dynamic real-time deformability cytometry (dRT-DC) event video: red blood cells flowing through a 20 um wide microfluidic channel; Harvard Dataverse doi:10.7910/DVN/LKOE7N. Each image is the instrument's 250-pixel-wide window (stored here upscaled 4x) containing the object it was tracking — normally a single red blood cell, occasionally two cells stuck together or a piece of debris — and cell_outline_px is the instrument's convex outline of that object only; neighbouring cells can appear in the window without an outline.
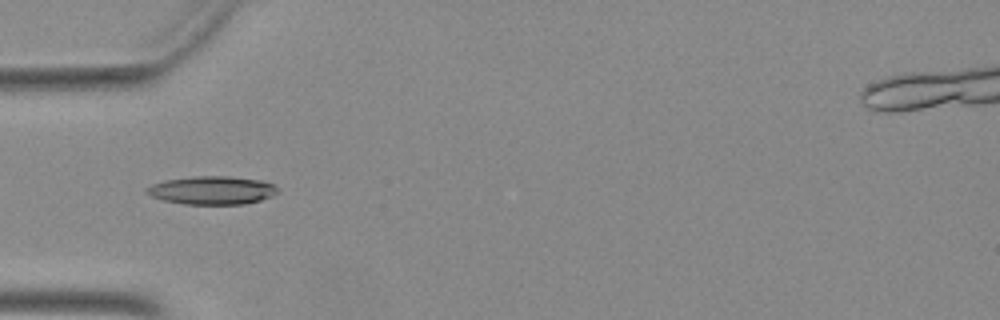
{"species": "Egyptian fruit bat (a non-hibernating species)", "species_latin": "Rousettus aegyptiacus", "temperature_condition": "warm", "stored_images_in_passage": 37, "camera_frame_rate_fps": 3000, "um_per_image_px": 0.085, "animal": {"sex": "female"}, "frame": {"image": 1, "passage_image": 3, "time_ms": 0.667, "image_size_px": [1000, 320], "cell_outline_px": [[280, 192], [272, 196], [260, 200], [244, 204], [184, 204], [164, 200], [152, 196], [144, 192], [152, 184], [164, 180], [192, 176], [228, 176], [260, 180], [272, 184]], "centroid_in_image_um": [18.02, 16.17], "position_along_channel_um": 67.0, "area_um2": 21.5}}
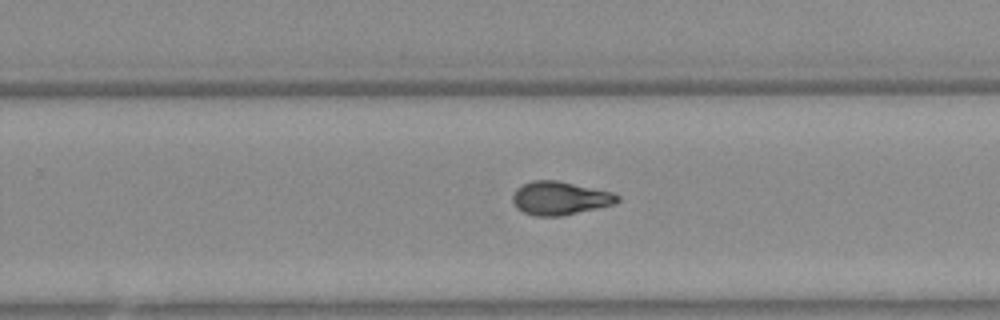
{"frame": {"image": 2, "passage_image": 19, "time_ms": 6.0, "image_size_px": [1000, 320], "cell_outline_px": [[620, 200], [612, 204], [596, 208], [560, 216], [536, 216], [524, 212], [512, 200], [512, 196], [516, 188], [532, 180], [556, 180], [612, 192], [620, 196]], "centroid_in_image_um": [47.59, 16.83], "position_along_channel_um": 282.2, "area_um2": 20.0}}
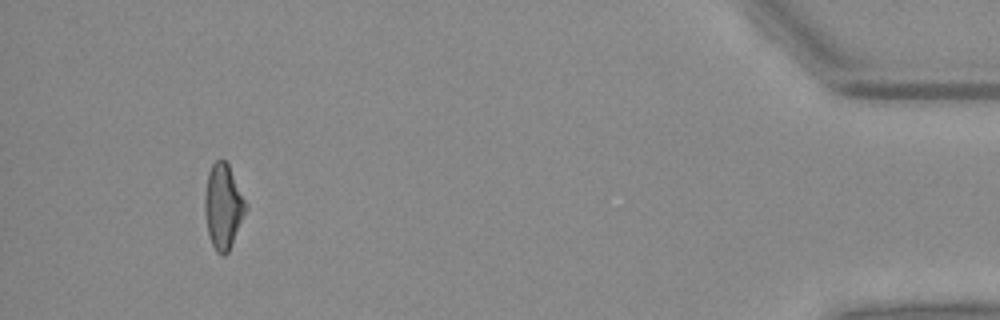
{"frame": {"image": 3, "passage_image": 34, "time_ms": 11.0, "image_size_px": [1000, 320], "cell_outline_px": [[248, 208], [232, 244], [228, 252], [224, 256], [216, 252], [212, 244], [208, 232], [204, 208], [204, 200], [208, 172], [212, 164], [216, 160], [224, 160], [228, 164], [248, 204]], "centroid_in_image_um": [18.99, 17.55], "position_along_channel_um": 416.2, "area_um2": 20.29}}